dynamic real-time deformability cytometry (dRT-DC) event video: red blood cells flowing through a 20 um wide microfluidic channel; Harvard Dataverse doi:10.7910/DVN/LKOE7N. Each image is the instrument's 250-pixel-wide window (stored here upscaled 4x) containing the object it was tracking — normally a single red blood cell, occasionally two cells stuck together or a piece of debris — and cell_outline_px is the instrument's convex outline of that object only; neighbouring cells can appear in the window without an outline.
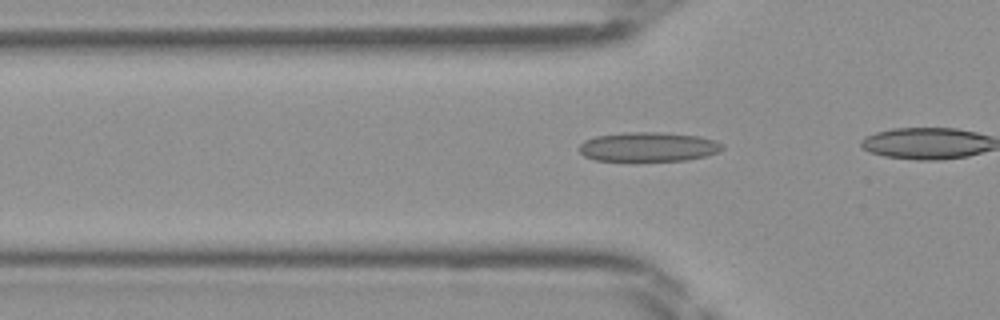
{"species": "Egyptian fruit bat (a non-hibernating species)", "species_latin": "Rousettus aegyptiacus", "temperature_condition": "room temperature", "stored_images_in_passage": 17, "camera_frame_rate_fps": 3000, "um_per_image_px": 0.085, "frame": {"image": 1, "passage_image": 12, "time_ms": 3.667, "image_size_px": [1000, 320], "cell_outline_px": [[724, 148], [720, 152], [688, 160], [628, 164], [596, 160], [584, 156], [580, 152], [580, 144], [584, 140], [596, 136], [624, 132], [660, 132], [700, 136], [716, 140], [724, 144]], "centroid_in_image_um": [55.1, 12.53], "position_along_channel_um": 70.7, "area_um2": 25.84}}